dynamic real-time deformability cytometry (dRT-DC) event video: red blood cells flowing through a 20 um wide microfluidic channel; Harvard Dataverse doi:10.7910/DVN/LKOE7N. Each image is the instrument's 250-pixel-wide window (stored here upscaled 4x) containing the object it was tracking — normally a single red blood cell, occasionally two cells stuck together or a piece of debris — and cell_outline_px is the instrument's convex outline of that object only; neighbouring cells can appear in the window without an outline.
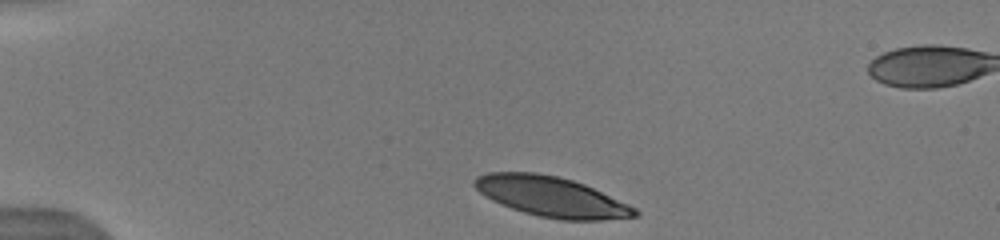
{"species": "human", "species_latin": "Homo sapiens", "temperature_condition": "warm", "stored_images_in_passage": 57, "camera_frame_rate_fps": 3000, "um_per_image_px": 0.085, "donor": {"sex": "male"}, "frame": {"image": 1, "passage_image": 1, "time_ms": 0.0, "image_size_px": [1000, 240], "cell_outline_px": [[640, 212], [636, 216], [600, 220], [560, 220], [540, 216], [524, 212], [500, 204], [492, 200], [480, 192], [472, 184], [476, 176], [488, 172], [536, 172], [556, 176], [572, 180], [584, 184], [628, 204], [636, 208]], "centroid_in_image_um": [46.84, 16.71], "position_along_channel_um": 38.2, "area_um2": 37.22}}
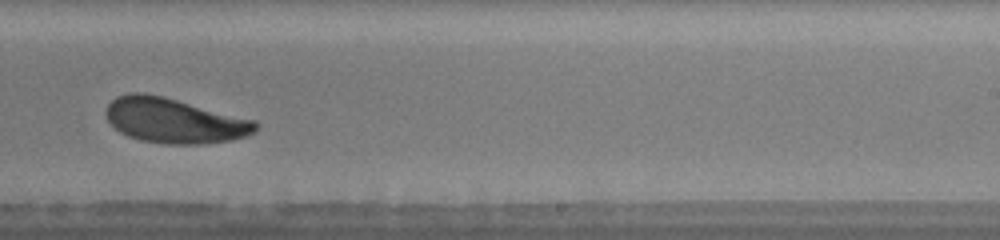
{"frame": {"image": 2, "passage_image": 32, "time_ms": 7.333, "image_size_px": [1000, 240], "cell_outline_px": [[260, 124], [256, 132], [248, 136], [232, 140], [200, 144], [164, 144], [140, 140], [128, 136], [120, 132], [108, 120], [104, 112], [108, 104], [116, 96], [128, 92], [144, 92], [164, 96], [256, 120]], "centroid_in_image_um": [14.84, 10.24], "position_along_channel_um": 274.2, "area_um2": 39.71}, "authors_computed_cell_mechanics": {"area_um2": 39.0728, "velocity_mm_per_s": 4.0004, "shape_relaxation_time_tau1_ms": 2.5533, "shape_relaxation_time_tau2_ms": 3.9902, "deformation_change_tau1": 0.1342, "deformation_change_tau2": 0.1252}}